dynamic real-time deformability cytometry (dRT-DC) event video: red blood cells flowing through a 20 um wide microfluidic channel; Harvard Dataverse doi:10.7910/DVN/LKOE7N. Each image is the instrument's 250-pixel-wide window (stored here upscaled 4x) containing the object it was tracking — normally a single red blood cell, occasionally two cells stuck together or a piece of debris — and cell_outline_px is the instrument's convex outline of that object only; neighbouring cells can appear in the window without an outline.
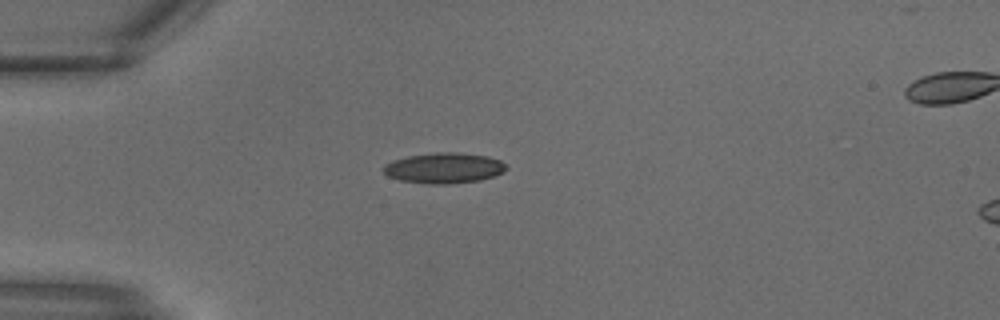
{"species": "common noctule bat (a hibernating species)", "species_latin": "Nyctalus noctula", "temperature_condition": "warm", "stored_images_in_passage": 13, "camera_frame_rate_fps": 3000, "um_per_image_px": 0.085, "animal": {"sex": "male", "body_mass_g": 18.8}, "frame": {"image": 1, "passage_image": 1, "time_ms": 0.0, "image_size_px": [1000, 320], "cell_outline_px": [[508, 168], [504, 172], [496, 176], [480, 180], [448, 184], [428, 184], [400, 180], [388, 176], [380, 168], [384, 164], [392, 160], [408, 156], [436, 152], [456, 152], [488, 156], [500, 160]], "centroid_in_image_um": [37.73, 14.28], "position_along_channel_um": 47.3, "area_um2": 22.08}}
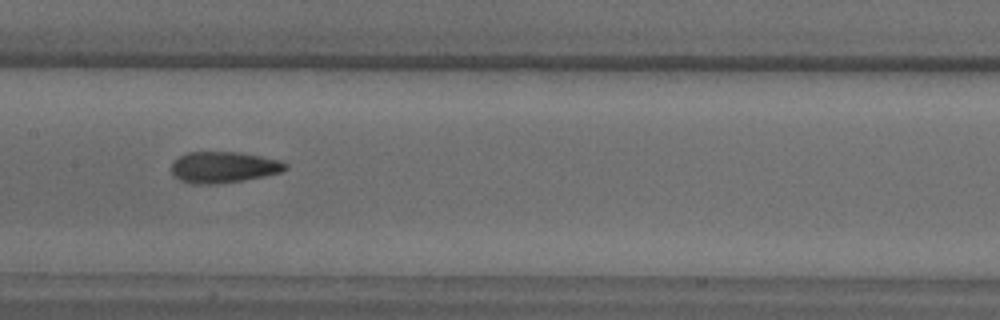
{"frame": {"image": 2, "passage_image": 8, "time_ms": 2.333, "image_size_px": [1000, 320], "cell_outline_px": [[288, 168], [280, 172], [264, 176], [244, 180], [216, 184], [192, 184], [180, 180], [172, 172], [172, 160], [188, 152], [240, 152], [280, 160], [288, 164]], "centroid_in_image_um": [19.01, 14.21], "position_along_channel_um": 188.4, "area_um2": 20.75}}
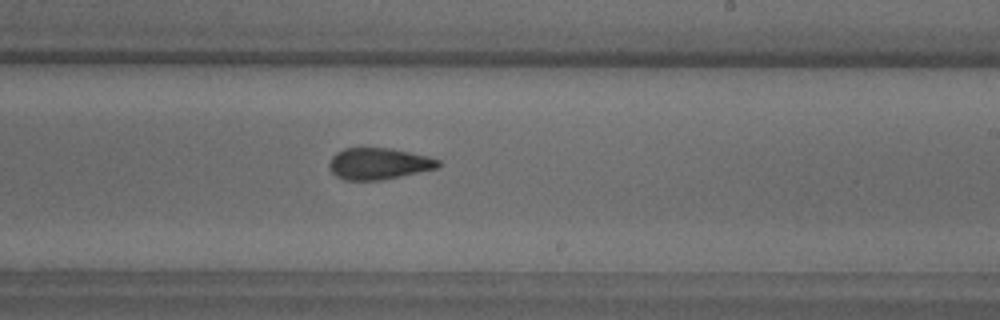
{"frame": {"image": 3, "passage_image": 11, "time_ms": 3.333, "image_size_px": [1000, 320], "cell_outline_px": [[440, 164], [436, 168], [400, 176], [380, 180], [344, 180], [336, 176], [328, 168], [328, 164], [332, 156], [336, 152], [344, 148], [392, 148], [428, 156], [440, 160]], "centroid_in_image_um": [32.15, 13.9], "position_along_channel_um": 256.9, "area_um2": 20.0}}